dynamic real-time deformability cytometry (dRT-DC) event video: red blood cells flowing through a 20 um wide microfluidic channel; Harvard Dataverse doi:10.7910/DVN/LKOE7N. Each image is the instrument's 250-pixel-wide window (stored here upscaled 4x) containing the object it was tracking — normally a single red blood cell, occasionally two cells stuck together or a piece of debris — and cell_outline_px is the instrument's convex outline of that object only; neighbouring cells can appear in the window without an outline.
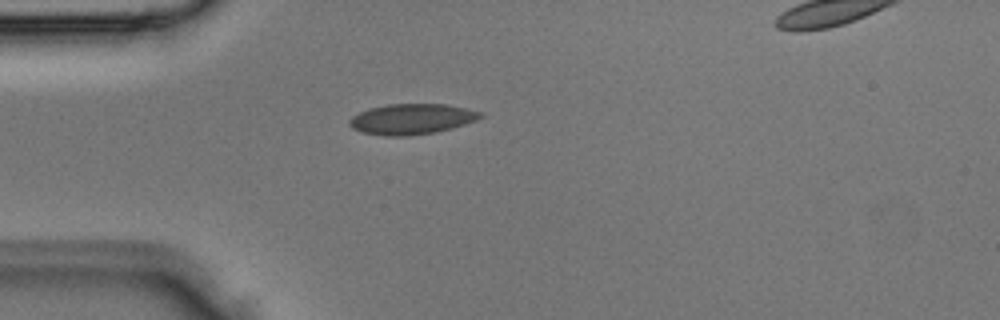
{"species": "Egyptian fruit bat (a non-hibernating species)", "species_latin": "Rousettus aegyptiacus", "temperature_condition": "room temperature", "stored_images_in_passage": 2, "segment_of_instrument_passage": [1, 2], "camera_frame_rate_fps": 3000, "um_per_image_px": 0.085, "animal": {"sex": "male"}, "frame": {"image": 1, "passage_image": 1, "time_ms": 0.0, "image_size_px": [1000, 320], "cell_outline_px": [[484, 116], [476, 120], [452, 128], [436, 132], [404, 136], [384, 136], [360, 132], [352, 128], [348, 124], [348, 120], [352, 116], [368, 108], [388, 104], [444, 104], [464, 108], [480, 112]], "centroid_in_image_um": [34.94, 10.12], "position_along_channel_um": 50.1, "area_um2": 23.29}}